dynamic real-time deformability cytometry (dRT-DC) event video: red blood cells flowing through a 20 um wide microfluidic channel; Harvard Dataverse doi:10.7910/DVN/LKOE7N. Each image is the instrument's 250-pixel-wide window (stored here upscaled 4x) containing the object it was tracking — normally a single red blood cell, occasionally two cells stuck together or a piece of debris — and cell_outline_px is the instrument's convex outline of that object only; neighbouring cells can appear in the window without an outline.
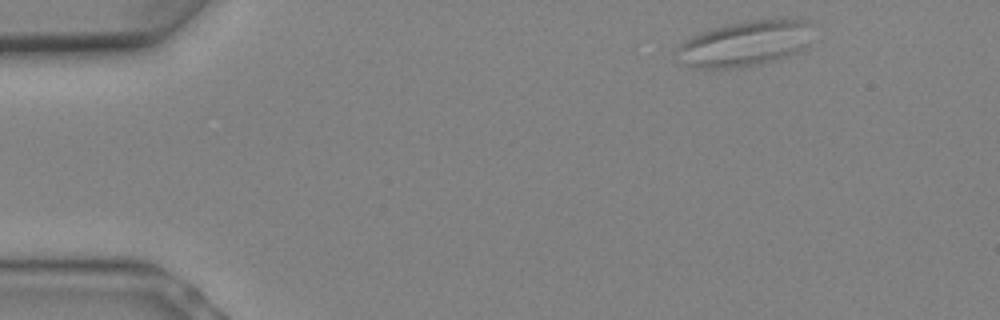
{"species": "Egyptian fruit bat (a non-hibernating species)", "species_latin": "Rousettus aegyptiacus", "temperature_condition": "warm", "stored_images_in_passage": 14, "camera_frame_rate_fps": 3000, "um_per_image_px": 0.085, "animal": {"sex": "female"}, "frame": {"image": 1, "passage_image": 1, "time_ms": 0.0, "image_size_px": [1000, 320], "cell_outline_px": [[808, 48], [804, 52], [764, 64], [732, 68], [688, 68], [684, 64], [676, 52], [676, 48], [684, 40], [700, 32], [724, 24], [748, 20], [780, 16], [808, 20]], "centroid_in_image_um": [63.36, 3.68], "position_along_channel_um": 21.6, "area_um2": 37.17}}
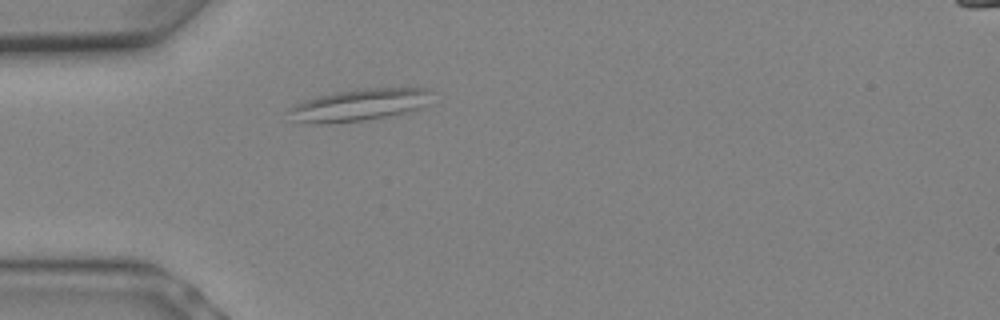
{"frame": {"image": 2, "passage_image": 5, "time_ms": 1.333, "image_size_px": [1000, 320], "cell_outline_px": [[432, 92], [420, 108], [388, 116], [360, 120], [296, 120], [292, 108], [296, 104], [304, 100], [316, 96], [336, 92], [360, 88], [432, 88]], "centroid_in_image_um": [30.7, 8.83], "position_along_channel_um": 54.3, "area_um2": 24.8}}